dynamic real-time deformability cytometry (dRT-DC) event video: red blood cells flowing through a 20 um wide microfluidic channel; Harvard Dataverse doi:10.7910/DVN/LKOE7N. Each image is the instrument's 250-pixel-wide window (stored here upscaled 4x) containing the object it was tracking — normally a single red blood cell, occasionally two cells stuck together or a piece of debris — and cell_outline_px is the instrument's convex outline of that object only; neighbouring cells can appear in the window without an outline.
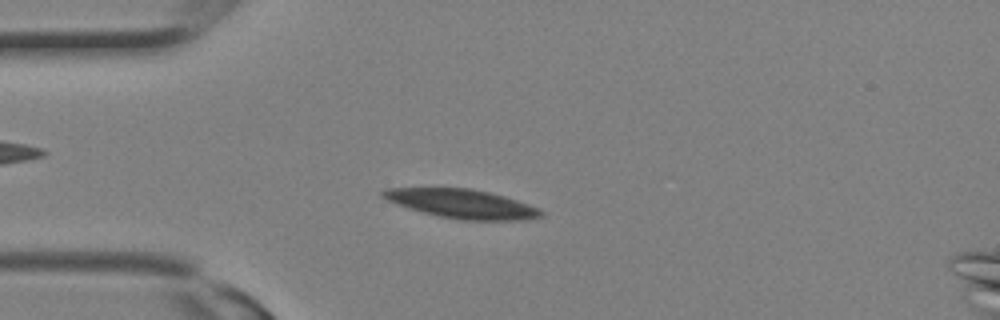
{"species": "Egyptian fruit bat (a non-hibernating species)", "species_latin": "Rousettus aegyptiacus", "temperature_condition": "room temperature", "stored_images_in_passage": 14, "camera_frame_rate_fps": 3000, "um_per_image_px": 0.085, "animal": {"sex": "female"}, "frame": {"image": 1, "passage_image": 7, "time_ms": 2.0, "image_size_px": [1000, 320], "cell_outline_px": [[544, 216], [524, 220], [460, 220], [440, 216], [424, 212], [396, 204], [380, 196], [380, 192], [384, 188], [472, 188], [504, 196], [540, 208], [544, 212]], "centroid_in_image_um": [39.28, 17.32], "position_along_channel_um": 45.7, "area_um2": 26.65}}
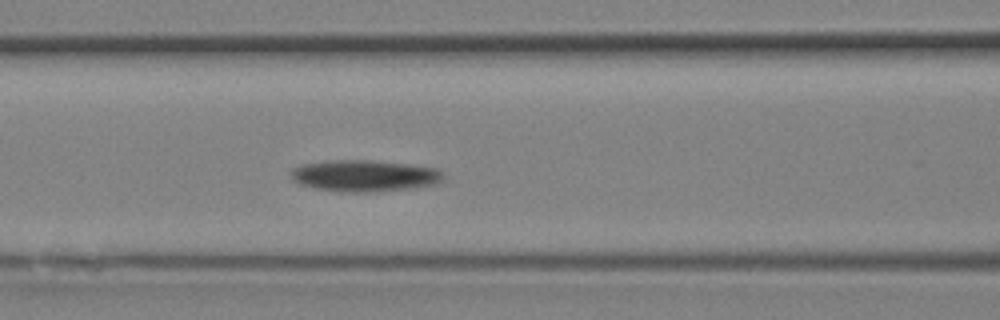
{"frame": {"image": 2, "passage_image": 12, "time_ms": 3.667, "image_size_px": [1000, 320], "cell_outline_px": [[444, 180], [440, 184], [416, 188], [376, 192], [340, 192], [312, 188], [300, 184], [292, 176], [292, 168], [300, 164], [328, 160], [372, 160], [408, 164], [436, 168], [444, 176]], "centroid_in_image_um": [31.02, 14.95], "position_along_channel_um": 135.6, "area_um2": 28.44}}
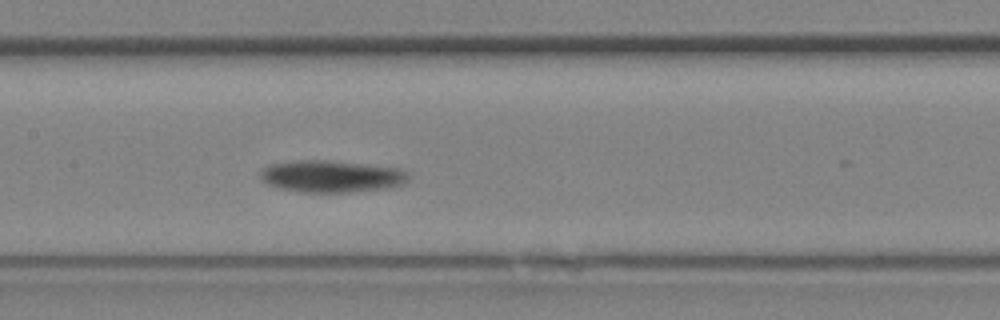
{"frame": {"image": 3, "passage_image": 14, "time_ms": 4.333, "image_size_px": [1000, 320], "cell_outline_px": [[408, 180], [404, 184], [388, 188], [348, 192], [304, 192], [276, 188], [268, 184], [260, 176], [260, 168], [268, 164], [296, 160], [328, 160], [404, 168], [408, 172]], "centroid_in_image_um": [28.18, 14.98], "position_along_channel_um": 179.2, "area_um2": 27.98}}